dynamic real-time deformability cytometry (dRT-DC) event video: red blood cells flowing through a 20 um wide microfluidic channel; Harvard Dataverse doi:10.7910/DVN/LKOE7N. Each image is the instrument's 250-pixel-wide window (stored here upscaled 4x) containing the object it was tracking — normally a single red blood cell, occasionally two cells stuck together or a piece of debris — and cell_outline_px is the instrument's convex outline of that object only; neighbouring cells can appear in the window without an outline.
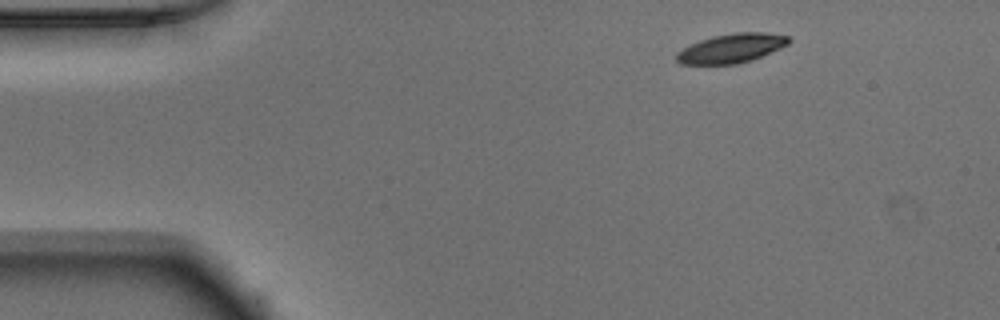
{"species": "Egyptian fruit bat (a non-hibernating species)", "species_latin": "Rousettus aegyptiacus", "temperature_condition": "warm", "stored_images_in_passage": 46, "camera_frame_rate_fps": 3000, "um_per_image_px": 0.085, "animal": {"sex": "male"}, "frame": {"image": 1, "passage_image": 1, "time_ms": 0.0, "image_size_px": [1000, 320], "cell_outline_px": [[792, 40], [788, 44], [780, 48], [752, 60], [736, 64], [680, 64], [676, 60], [676, 52], [700, 40], [712, 36], [736, 32], [764, 32], [788, 36]], "centroid_in_image_um": [62.18, 4.1], "position_along_channel_um": 22.8, "area_um2": 19.02}}
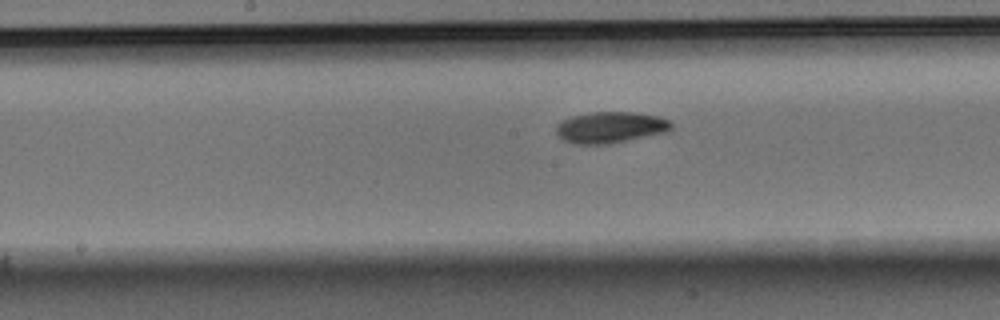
{"frame": {"image": 2, "passage_image": 20, "time_ms": 6.333, "image_size_px": [1000, 320], "cell_outline_px": [[672, 128], [664, 132], [628, 140], [608, 144], [572, 144], [564, 140], [556, 132], [556, 128], [564, 120], [572, 116], [592, 112], [640, 112], [660, 116], [668, 120], [672, 124]], "centroid_in_image_um": [51.91, 10.82], "position_along_channel_um": 196.3, "area_um2": 20.81}}
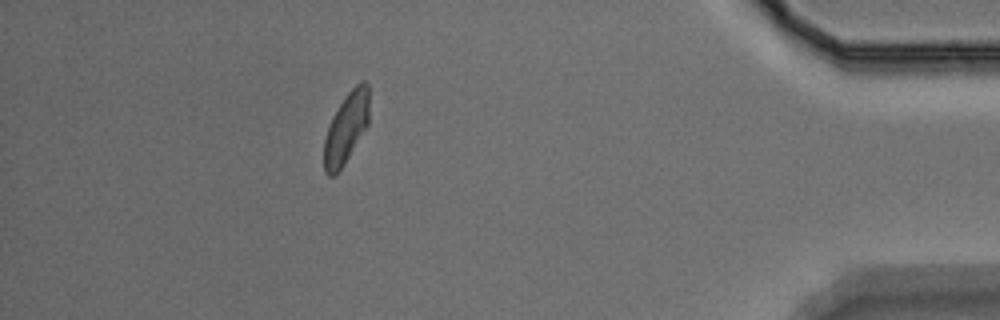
{"frame": {"image": 3, "passage_image": 40, "time_ms": 13.0, "image_size_px": [1000, 320], "cell_outline_px": [[368, 124], [344, 164], [332, 176], [328, 176], [324, 172], [324, 140], [332, 116], [348, 92], [360, 80], [364, 80], [368, 84]], "centroid_in_image_um": [29.42, 10.86], "position_along_channel_um": 405.8, "area_um2": 18.26}, "authors_computed_cell_mechanics": {"area_um2": 19.8254, "velocity_mm_per_s": 3.8795, "shape_relaxation_time_tau1_ms": 3.7077, "shape_relaxation_time_tau2_ms": 6.7625, "deformation_change_tau1": 0.1558, "deformation_change_tau2": 0.1195}}